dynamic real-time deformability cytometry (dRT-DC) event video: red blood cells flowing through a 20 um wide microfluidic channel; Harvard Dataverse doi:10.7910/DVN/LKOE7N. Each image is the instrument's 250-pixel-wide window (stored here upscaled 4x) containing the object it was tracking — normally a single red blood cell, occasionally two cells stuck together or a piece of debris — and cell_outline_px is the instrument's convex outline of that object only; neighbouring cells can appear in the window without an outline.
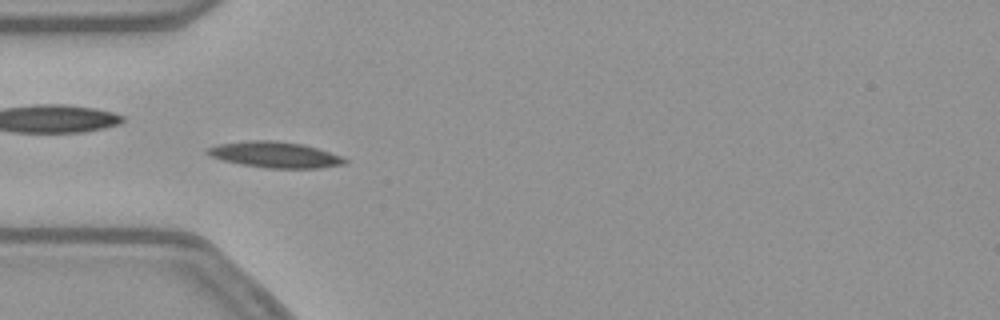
{"species": "common noctule bat (a hibernating species)", "species_latin": "Nyctalus noctula", "temperature_condition": "warm", "stored_images_in_passage": 54, "camera_frame_rate_fps": 3000, "um_per_image_px": 0.085, "animal": {"sex": "female", "body_mass_g": 21.9}, "frame": {"image": 1, "passage_image": 16, "time_ms": 5.0, "image_size_px": [1000, 320], "cell_outline_px": [[348, 164], [320, 168], [268, 168], [240, 164], [208, 156], [204, 152], [208, 148], [220, 144], [252, 140], [268, 140], [304, 144], [340, 156], [348, 160]], "centroid_in_image_um": [23.38, 13.16], "position_along_channel_um": 61.6, "area_um2": 20.63}}
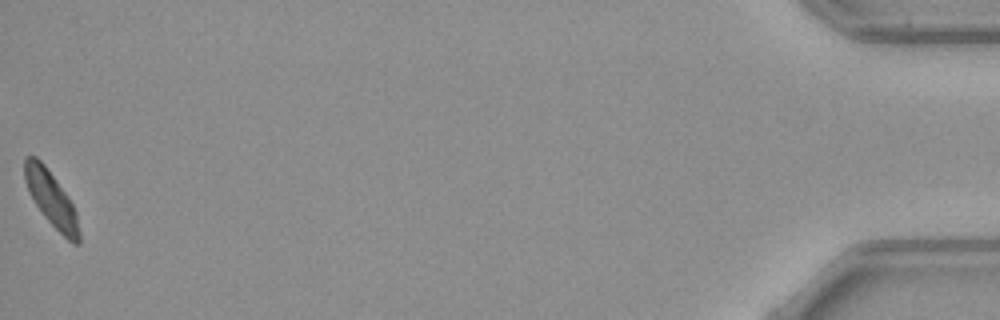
{"frame": {"image": 2, "passage_image": 54, "time_ms": 17.667, "image_size_px": [1000, 320], "cell_outline_px": [[80, 244], [72, 244], [44, 216], [36, 204], [24, 180], [24, 160], [28, 156], [36, 156], [44, 164], [68, 196], [76, 212], [80, 232]], "centroid_in_image_um": [4.38, 16.92], "position_along_channel_um": 430.8, "area_um2": 17.17}, "authors_computed_cell_mechanics": {"area_um2": 18.496, "velocity_mm_per_s": 3.7647, "shape_relaxation_time_tau1_ms": 5.3038, "shape_relaxation_time_tau2_ms": null, "deformation_change_tau1": 0.1493, "deformation_change_tau2": null}}